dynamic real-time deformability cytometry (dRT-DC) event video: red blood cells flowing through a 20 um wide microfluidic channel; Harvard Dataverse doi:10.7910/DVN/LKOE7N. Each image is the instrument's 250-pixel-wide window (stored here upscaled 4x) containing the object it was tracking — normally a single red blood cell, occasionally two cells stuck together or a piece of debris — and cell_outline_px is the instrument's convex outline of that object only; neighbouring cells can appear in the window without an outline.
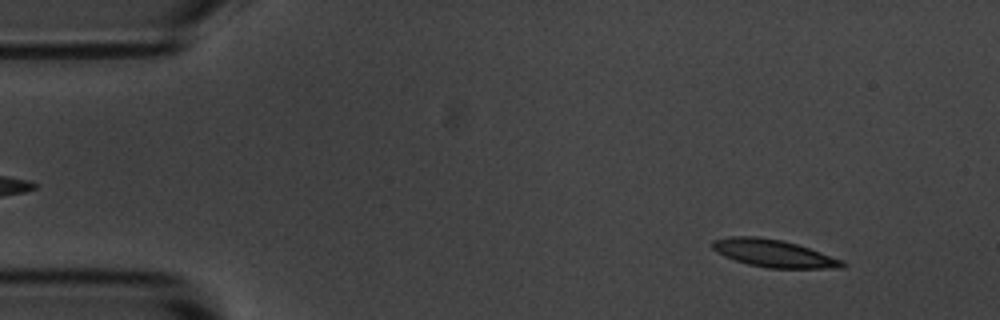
{"species": "common noctule bat (a hibernating species)", "species_latin": "Nyctalus noctula", "temperature_condition": "room temperature", "stored_images_in_passage": 14, "segment_of_instrument_passage": [1, 2], "camera_frame_rate_fps": 3000, "um_per_image_px": 0.085, "animal": {"sex": "male", "body_mass_g": 20.1, "forearm_length_mm": 53.5}, "frame": {"image": 1, "passage_image": 5, "time_ms": 1.333, "image_size_px": [1000, 320], "cell_outline_px": [[848, 264], [844, 268], [768, 268], [748, 264], [724, 256], [716, 252], [712, 248], [712, 240], [732, 236], [756, 236], [784, 240], [844, 260]], "centroid_in_image_um": [65.77, 21.53], "position_along_channel_um": 19.2, "area_um2": 20.87}}